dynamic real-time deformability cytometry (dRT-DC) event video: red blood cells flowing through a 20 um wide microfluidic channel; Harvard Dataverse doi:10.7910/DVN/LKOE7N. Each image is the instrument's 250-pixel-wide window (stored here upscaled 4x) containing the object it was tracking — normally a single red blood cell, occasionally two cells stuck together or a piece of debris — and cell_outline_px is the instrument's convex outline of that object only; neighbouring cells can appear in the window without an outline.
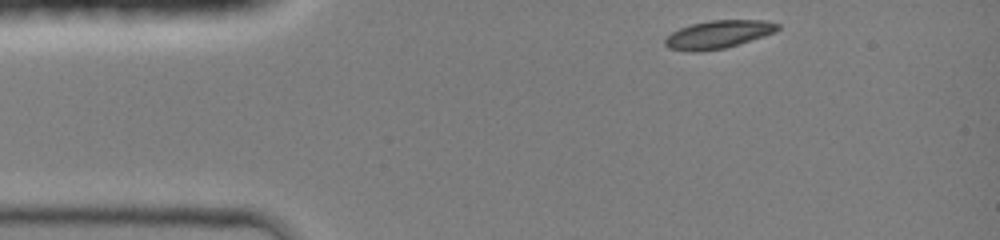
{"species": "common noctule bat (a hibernating species)", "species_latin": "Nyctalus noctula", "temperature_condition": "room temperature", "stored_images_in_passage": 35, "camera_frame_rate_fps": 3000, "um_per_image_px": 0.085, "animal": {"sex": "female", "body_mass_g": 19.0, "forearm_length_mm": 51.5}, "frame": {"image": 1, "passage_image": 1, "time_ms": 0.0, "image_size_px": [1000, 240], "cell_outline_px": [[780, 28], [776, 32], [764, 36], [724, 48], [700, 52], [692, 52], [668, 48], [664, 44], [664, 40], [672, 32], [680, 28], [692, 24], [712, 20], [768, 20], [780, 24]], "centroid_in_image_um": [61.07, 2.92], "position_along_channel_um": 23.9, "area_um2": 18.38}}
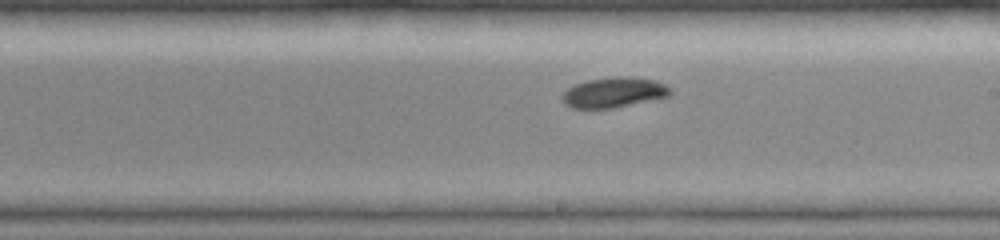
{"frame": {"image": 2, "passage_image": 20, "time_ms": 6.333, "image_size_px": [1000, 240], "cell_outline_px": [[672, 92], [668, 96], [612, 108], [572, 108], [564, 104], [560, 96], [568, 88], [576, 84], [588, 80], [616, 76], [632, 76], [656, 80], [672, 88]], "centroid_in_image_um": [52.17, 7.84], "position_along_channel_um": 236.8, "area_um2": 19.02}}
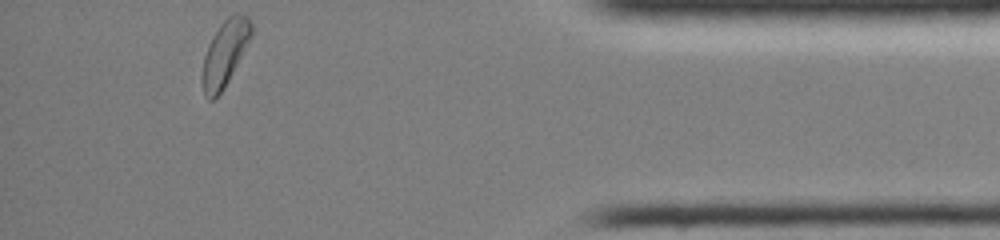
{"frame": {"image": 3, "passage_image": 35, "time_ms": 11.333, "image_size_px": [1000, 240], "cell_outline_px": [[252, 36], [224, 88], [212, 100], [208, 100], [204, 96], [200, 84], [200, 76], [204, 56], [208, 44], [212, 36], [220, 24], [232, 12], [240, 12], [248, 16], [252, 24]], "centroid_in_image_um": [19.08, 4.51], "position_along_channel_um": 416.1, "area_um2": 19.13}, "authors_computed_cell_mechanics": {"area_um2": 18.7272, "velocity_mm_per_s": 4.2496, "shape_relaxation_time_tau1_ms": 2.7188, "shape_relaxation_time_tau2_ms": null, "deformation_change_tau1": 0.1123, "deformation_change_tau2": null}}